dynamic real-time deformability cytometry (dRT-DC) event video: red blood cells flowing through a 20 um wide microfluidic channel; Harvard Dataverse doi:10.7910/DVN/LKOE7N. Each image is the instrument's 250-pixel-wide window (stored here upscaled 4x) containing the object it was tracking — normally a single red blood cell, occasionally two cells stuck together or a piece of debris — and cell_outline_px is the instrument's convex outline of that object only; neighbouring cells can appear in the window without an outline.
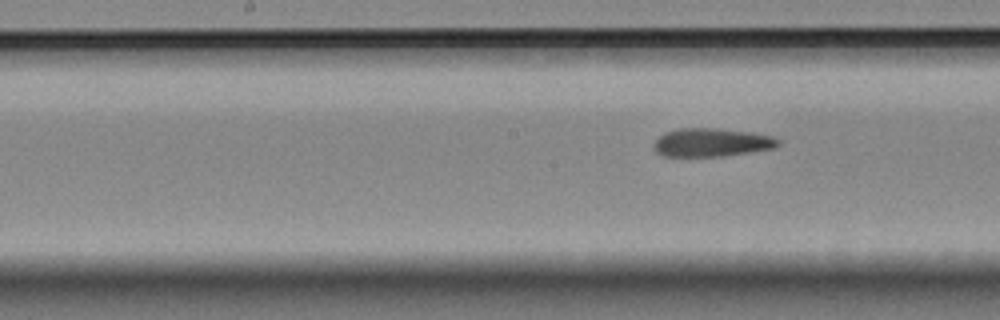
{"species": "Egyptian fruit bat (a non-hibernating species)", "species_latin": "Rousettus aegyptiacus", "temperature_condition": "room temperature", "stored_images_in_passage": 7, "segment_of_instrument_passage": [2, 2], "camera_frame_rate_fps": 3000, "um_per_image_px": 0.085, "animal": {"sex": "female"}, "frame": {"image": 1, "passage_image": 7, "time_ms": 8.0, "image_size_px": [1000, 320], "cell_outline_px": [[780, 144], [772, 148], [724, 156], [660, 156], [652, 148], [652, 144], [664, 132], [680, 128], [720, 128], [752, 132], [776, 136], [780, 140]], "centroid_in_image_um": [60.47, 12.1], "position_along_channel_um": 187.7, "area_um2": 20.81}}